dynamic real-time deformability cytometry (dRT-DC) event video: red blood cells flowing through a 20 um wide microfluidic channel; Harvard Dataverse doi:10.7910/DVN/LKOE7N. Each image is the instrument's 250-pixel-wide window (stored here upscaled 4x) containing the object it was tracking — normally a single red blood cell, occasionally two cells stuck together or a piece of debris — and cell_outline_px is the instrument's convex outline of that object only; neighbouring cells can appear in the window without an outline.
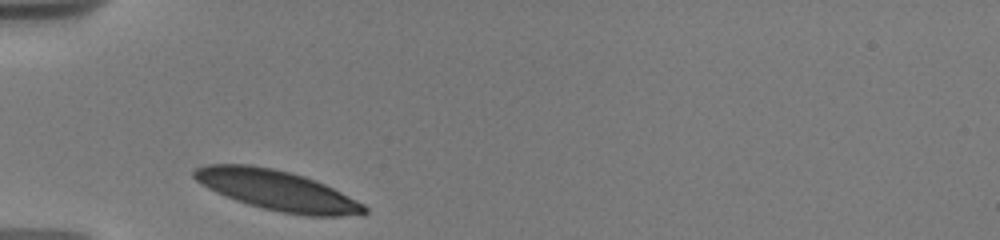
{"species": "human", "species_latin": "Homo sapiens", "temperature_condition": "warm", "stored_images_in_passage": 35, "camera_frame_rate_fps": 3000, "um_per_image_px": 0.085, "donor": {"sex": "male"}, "frame": {"image": 1, "passage_image": 1, "time_ms": 0.0, "image_size_px": [1000, 240], "cell_outline_px": [[368, 212], [340, 216], [304, 216], [280, 212], [248, 204], [236, 200], [216, 192], [208, 188], [196, 180], [192, 176], [192, 172], [196, 168], [208, 164], [248, 164], [272, 168], [304, 176], [324, 184], [364, 204], [368, 208]], "centroid_in_image_um": [23.53, 16.18], "position_along_channel_um": 61.5, "area_um2": 39.3}}
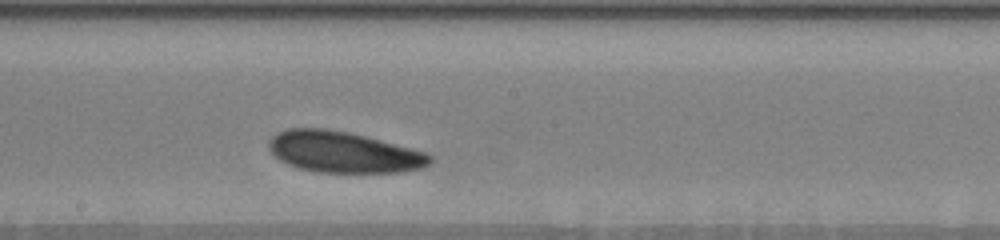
{"frame": {"image": 2, "passage_image": 12, "time_ms": 4.667, "image_size_px": [1000, 240], "cell_outline_px": [[432, 160], [428, 164], [420, 168], [404, 172], [316, 172], [296, 168], [280, 160], [268, 148], [268, 140], [276, 132], [288, 128], [324, 128], [348, 132], [412, 148], [424, 152], [432, 156]], "centroid_in_image_um": [29.15, 12.92], "position_along_channel_um": 219.1, "area_um2": 38.55}}
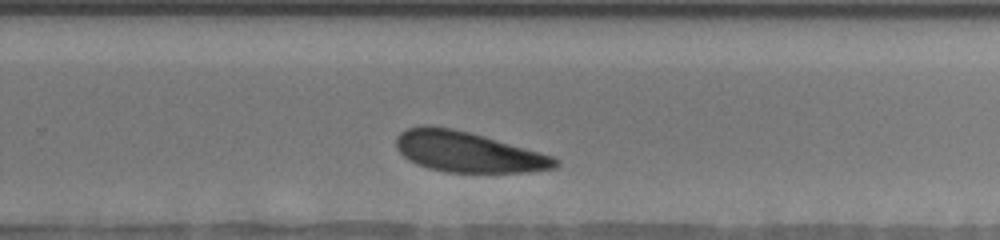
{"frame": {"image": 3, "passage_image": 17, "time_ms": 6.667, "image_size_px": [1000, 240], "cell_outline_px": [[560, 164], [556, 168], [528, 172], [444, 172], [428, 168], [416, 164], [408, 160], [396, 148], [396, 136], [400, 132], [408, 128], [424, 124], [452, 128], [484, 136], [540, 152], [552, 156], [560, 160]], "centroid_in_image_um": [39.75, 12.91], "position_along_channel_um": 290.0, "area_um2": 37.63}, "authors_computed_cell_mechanics": {"area_um2": 38.3792, "velocity_mm_per_s": 3.5651, "shape_relaxation_time_tau1_ms": 1.2481, "shape_relaxation_time_tau2_ms": null, "deformation_change_tau1": 0.0506, "deformation_change_tau2": null}}